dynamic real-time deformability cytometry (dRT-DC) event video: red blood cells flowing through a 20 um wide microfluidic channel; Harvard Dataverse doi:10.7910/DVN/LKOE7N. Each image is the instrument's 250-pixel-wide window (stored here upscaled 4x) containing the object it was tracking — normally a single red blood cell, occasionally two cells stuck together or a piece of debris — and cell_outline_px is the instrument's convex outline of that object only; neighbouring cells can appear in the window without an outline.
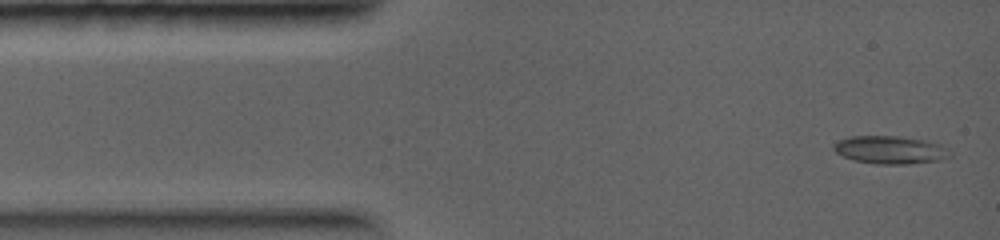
{"species": "common noctule bat (a hibernating species)", "species_latin": "Nyctalus noctula", "temperature_condition": "warm", "stored_images_in_passage": 3, "camera_frame_rate_fps": 5000, "um_per_image_px": 0.085, "animal": {"sex": "female", "body_mass_g": 19.0, "forearm_length_mm": 56.7}, "frame": {"image": 1, "passage_image": 1, "time_ms": 0.0, "image_size_px": [1000, 240], "cell_outline_px": [[952, 156], [940, 160], [908, 164], [876, 164], [856, 160], [844, 156], [836, 152], [832, 148], [832, 144], [840, 140], [852, 136], [900, 136], [928, 140], [940, 144], [952, 152]], "centroid_in_image_um": [75.72, 12.73], "position_along_channel_um": 9.3, "area_um2": 19.02}}
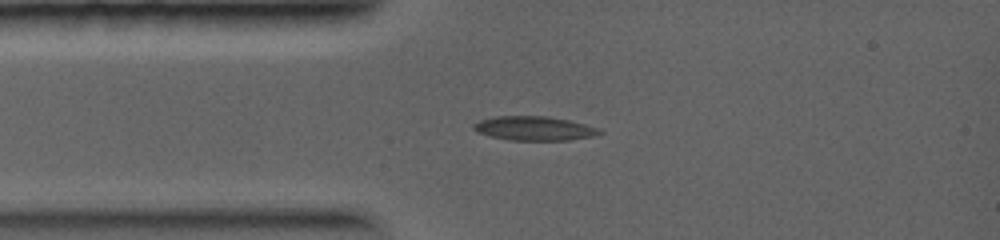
{"frame": {"image": 2, "passage_image": 3, "time_ms": 1.8, "image_size_px": [1000, 240], "cell_outline_px": [[604, 132], [592, 136], [568, 140], [508, 140], [488, 136], [476, 132], [472, 128], [472, 124], [480, 120], [496, 116], [548, 116], [568, 120], [600, 128]], "centroid_in_image_um": [45.37, 10.91], "position_along_channel_um": 39.6, "area_um2": 17.8}}